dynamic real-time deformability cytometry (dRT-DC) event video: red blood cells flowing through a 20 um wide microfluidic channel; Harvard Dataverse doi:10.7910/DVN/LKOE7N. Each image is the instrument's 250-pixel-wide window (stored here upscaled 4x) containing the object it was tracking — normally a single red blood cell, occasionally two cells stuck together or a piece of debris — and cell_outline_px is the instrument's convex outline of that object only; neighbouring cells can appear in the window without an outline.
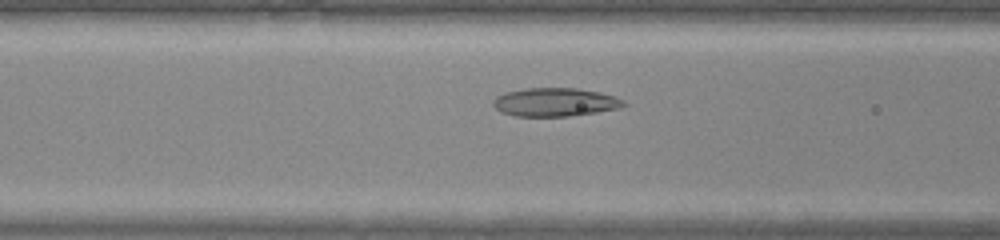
{"species": "common noctule bat (a hibernating species)", "species_latin": "Nyctalus noctula", "temperature_condition": "warm", "stored_images_in_passage": 12, "camera_frame_rate_fps": 3000, "um_per_image_px": 0.085, "animal": {"sex": "male", "body_mass_g": 20.0, "forearm_length_mm": 53.3}, "frame": {"image": 1, "passage_image": 10, "time_ms": 3.0, "image_size_px": [1000, 240], "cell_outline_px": [[628, 104], [616, 108], [596, 112], [568, 116], [516, 116], [500, 112], [492, 104], [492, 100], [496, 96], [504, 92], [524, 88], [576, 88], [600, 92], [624, 100]], "centroid_in_image_um": [47.12, 8.67], "position_along_channel_um": 119.5, "area_um2": 21.62}}